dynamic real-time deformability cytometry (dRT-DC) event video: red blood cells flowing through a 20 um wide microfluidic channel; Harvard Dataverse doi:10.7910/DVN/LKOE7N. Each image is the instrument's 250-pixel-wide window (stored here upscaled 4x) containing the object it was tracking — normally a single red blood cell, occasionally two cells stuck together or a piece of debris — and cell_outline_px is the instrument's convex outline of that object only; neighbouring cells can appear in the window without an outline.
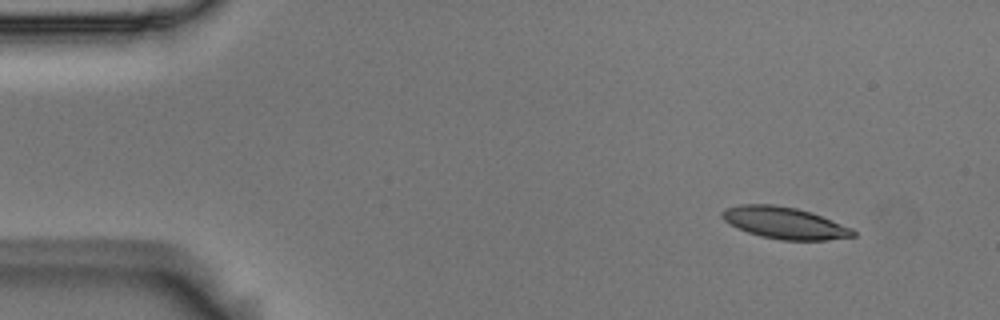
{"species": "Egyptian fruit bat (a non-hibernating species)", "species_latin": "Rousettus aegyptiacus", "temperature_condition": "room temperature", "stored_images_in_passage": 49, "camera_frame_rate_fps": 3000, "um_per_image_px": 0.085, "animal": {"sex": "male"}, "frame": {"image": 1, "passage_image": 1, "time_ms": 0.0, "image_size_px": [1000, 320], "cell_outline_px": [[856, 236], [828, 240], [780, 240], [760, 236], [736, 228], [724, 220], [720, 216], [720, 212], [724, 208], [740, 204], [772, 204], [796, 208], [812, 212], [852, 228], [856, 232]], "centroid_in_image_um": [66.66, 18.94], "position_along_channel_um": 18.3, "area_um2": 24.45}}
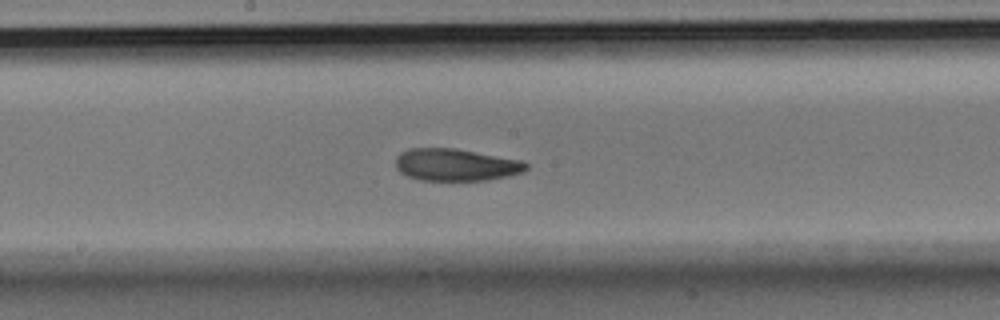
{"frame": {"image": 2, "passage_image": 24, "time_ms": 7.667, "image_size_px": [1000, 320], "cell_outline_px": [[528, 168], [524, 172], [508, 176], [488, 180], [420, 180], [408, 176], [400, 172], [396, 168], [396, 156], [400, 152], [408, 148], [456, 148], [524, 160], [528, 164]], "centroid_in_image_um": [38.78, 14.0], "position_along_channel_um": 209.4, "area_um2": 24.8}}
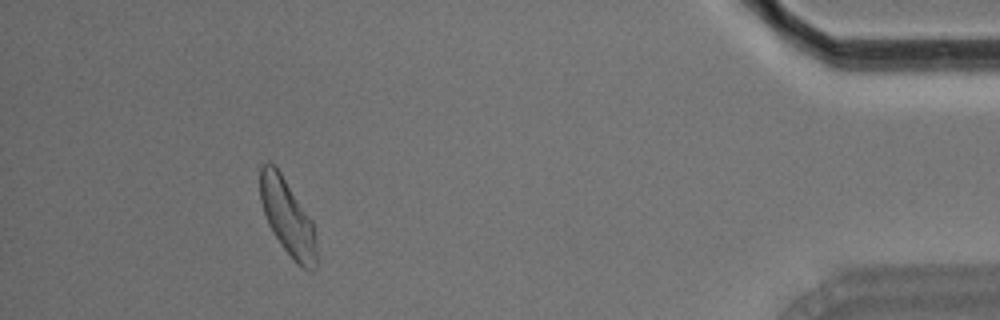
{"frame": {"image": 3, "passage_image": 45, "time_ms": 14.667, "image_size_px": [1000, 320], "cell_outline_px": [[316, 268], [312, 272], [296, 264], [292, 260], [280, 244], [272, 232], [268, 224], [260, 200], [260, 168], [268, 160], [280, 172], [312, 220], [316, 244]], "centroid_in_image_um": [24.44, 18.51], "position_along_channel_um": 410.8, "area_um2": 24.91}, "authors_computed_cell_mechanics": {"area_um2": 25.0852, "velocity_mm_per_s": 3.712, "shape_relaxation_time_tau1_ms": 5.3462, "shape_relaxation_time_tau2_ms": 3.0812, "deformation_change_tau1": 0.147, "deformation_change_tau2": 0.1019}}